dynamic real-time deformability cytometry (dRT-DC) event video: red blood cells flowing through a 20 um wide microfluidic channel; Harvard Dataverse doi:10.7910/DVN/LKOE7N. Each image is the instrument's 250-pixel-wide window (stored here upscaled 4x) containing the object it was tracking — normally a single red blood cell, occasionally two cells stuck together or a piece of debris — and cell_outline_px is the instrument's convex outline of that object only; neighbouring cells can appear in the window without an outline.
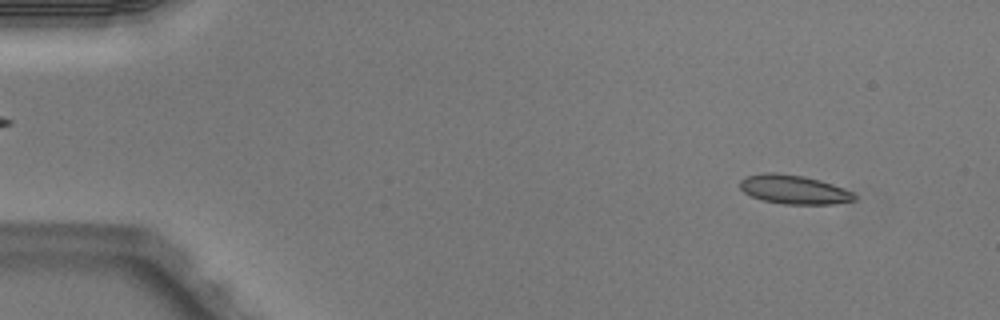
{"species": "Egyptian fruit bat (a non-hibernating species)", "species_latin": "Rousettus aegyptiacus", "temperature_condition": "warm", "stored_images_in_passage": 4, "camera_frame_rate_fps": 3000, "um_per_image_px": 0.085, "animal": {"sex": "male"}, "frame": {"image": 1, "passage_image": 2, "time_ms": 0.333, "image_size_px": [1000, 320], "cell_outline_px": [[856, 200], [832, 204], [784, 204], [764, 200], [752, 196], [744, 192], [740, 188], [740, 180], [748, 176], [764, 172], [776, 172], [804, 176], [820, 180], [844, 188], [852, 192], [856, 196]], "centroid_in_image_um": [67.49, 16.1], "position_along_channel_um": 17.5, "area_um2": 19.25}}
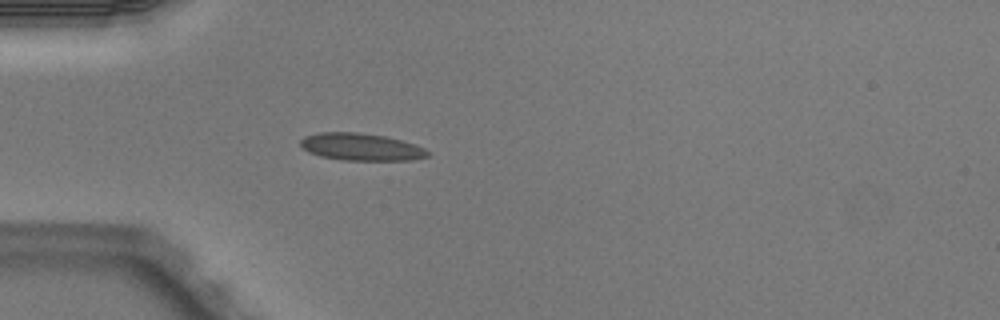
{"frame": {"image": 2, "passage_image": 4, "time_ms": 1.0, "image_size_px": [1000, 320], "cell_outline_px": [[428, 156], [412, 160], [344, 160], [320, 156], [308, 152], [300, 144], [300, 140], [304, 136], [320, 132], [356, 132], [384, 136], [416, 144], [424, 148], [428, 152]], "centroid_in_image_um": [30.67, 12.48], "position_along_channel_um": 54.3, "area_um2": 20.11}}